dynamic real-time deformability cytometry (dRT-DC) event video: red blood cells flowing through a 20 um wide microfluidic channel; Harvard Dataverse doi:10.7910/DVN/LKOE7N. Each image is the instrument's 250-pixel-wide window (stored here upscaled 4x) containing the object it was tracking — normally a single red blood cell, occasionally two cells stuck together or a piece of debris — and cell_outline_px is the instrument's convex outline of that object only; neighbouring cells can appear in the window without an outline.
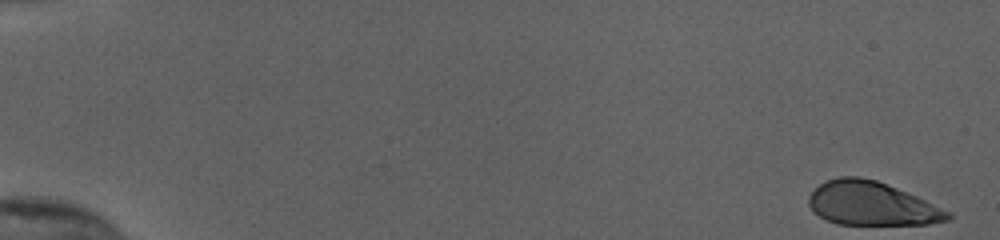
{"species": "human", "species_latin": "Homo sapiens", "temperature_condition": "cold", "stored_images_in_passage": 54, "camera_frame_rate_fps": 3000, "um_per_image_px": 0.085, "donor": {"sex": "female"}, "frame": {"image": 1, "passage_image": 1, "time_ms": 0.0, "image_size_px": [1000, 240], "cell_outline_px": [[952, 220], [928, 224], [836, 224], [812, 212], [808, 204], [808, 196], [820, 184], [828, 180], [840, 176], [860, 176], [876, 180], [916, 196], [952, 212]], "centroid_in_image_um": [74.1, 17.31], "position_along_channel_um": 10.9, "area_um2": 35.37}}
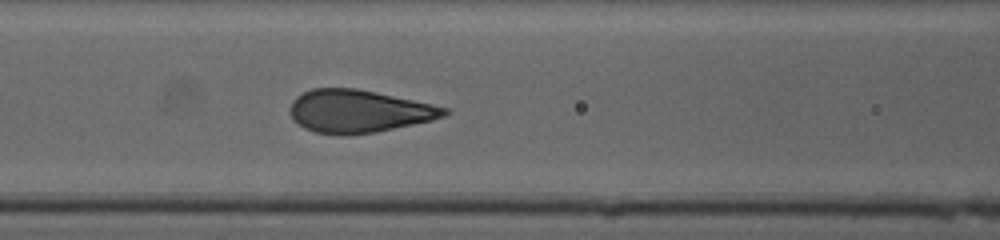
{"frame": {"image": 2, "passage_image": 25, "time_ms": 8.0, "image_size_px": [1000, 240], "cell_outline_px": [[452, 112], [444, 116], [432, 120], [376, 132], [348, 136], [340, 136], [316, 132], [304, 128], [292, 120], [288, 112], [292, 100], [296, 96], [312, 88], [356, 88], [452, 108]], "centroid_in_image_um": [30.47, 9.46], "position_along_channel_um": 136.1, "area_um2": 38.9}}
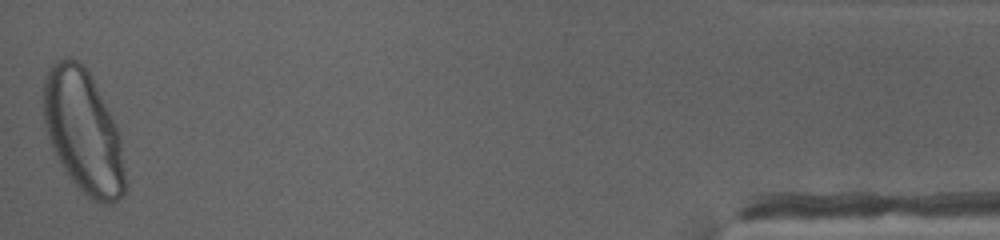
{"frame": {"image": 3, "passage_image": 54, "time_ms": 17.667, "image_size_px": [1000, 240], "cell_outline_px": [[124, 196], [120, 200], [112, 204], [104, 204], [88, 196], [72, 180], [64, 168], [48, 136], [44, 120], [44, 80], [48, 68], [56, 60], [64, 56], [72, 56], [84, 64], [88, 68], [112, 116], [120, 136], [124, 172]], "centroid_in_image_um": [7.09, 11.11], "position_along_channel_um": 428.1, "area_um2": 58.15}, "authors_computed_cell_mechanics": {"area_um2": 38.4659, "velocity_mm_per_s": 3.8195, "shape_relaxation_time_tau1_ms": 2.38, "shape_relaxation_time_tau2_ms": null, "deformation_change_tau1": 0.1502, "deformation_change_tau2": null}}